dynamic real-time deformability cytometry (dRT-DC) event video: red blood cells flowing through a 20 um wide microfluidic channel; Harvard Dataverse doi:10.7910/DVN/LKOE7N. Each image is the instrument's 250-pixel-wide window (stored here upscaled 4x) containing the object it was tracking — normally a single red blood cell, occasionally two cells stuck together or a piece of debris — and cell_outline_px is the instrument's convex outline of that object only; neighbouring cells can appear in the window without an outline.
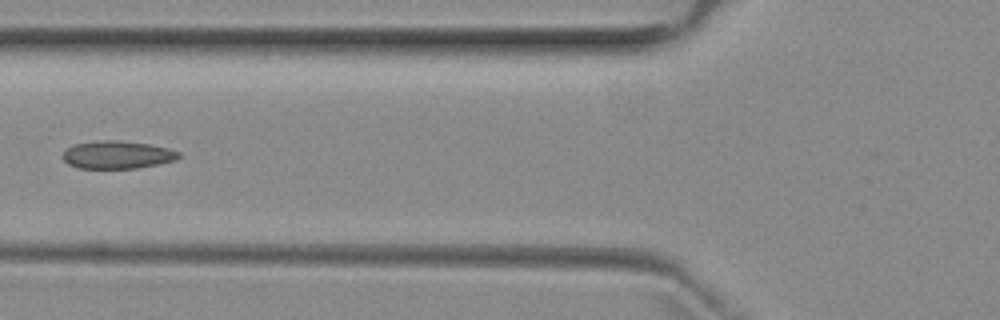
{"species": "common noctule bat (a hibernating species)", "species_latin": "Nyctalus noctula", "temperature_condition": "room temperature", "stored_images_in_passage": 6, "camera_frame_rate_fps": 3000, "um_per_image_px": 0.085, "animal": {"sex": "female", "body_mass_g": 29.2, "forearm_length_mm": 56.3}, "frame": {"image": 1, "passage_image": 5, "time_ms": 4.667, "image_size_px": [1000, 320], "cell_outline_px": [[180, 156], [176, 160], [136, 168], [76, 168], [68, 164], [60, 156], [68, 148], [76, 144], [104, 140], [120, 140], [148, 144], [168, 148], [180, 152]], "centroid_in_image_um": [9.96, 13.16], "position_along_channel_um": 115.8, "area_um2": 18.67}}
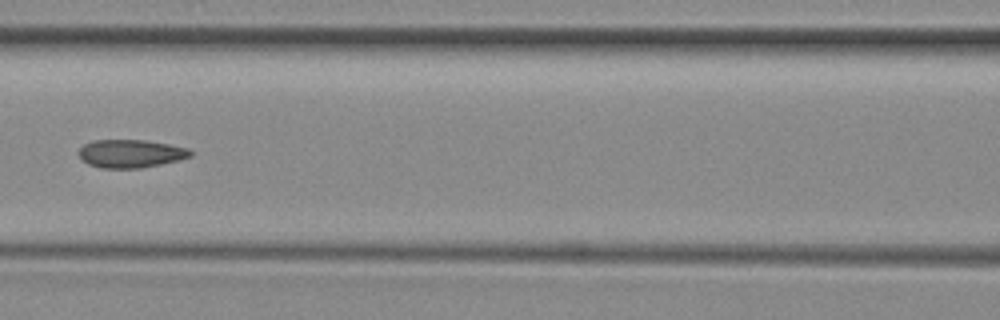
{"frame": {"image": 2, "passage_image": 6, "time_ms": 5.667, "image_size_px": [1000, 320], "cell_outline_px": [[192, 156], [160, 164], [140, 168], [100, 168], [88, 164], [80, 160], [76, 152], [84, 144], [92, 140], [144, 140], [168, 144], [188, 148], [192, 152]], "centroid_in_image_um": [11.03, 13.05], "position_along_channel_um": 155.6, "area_um2": 18.38}}